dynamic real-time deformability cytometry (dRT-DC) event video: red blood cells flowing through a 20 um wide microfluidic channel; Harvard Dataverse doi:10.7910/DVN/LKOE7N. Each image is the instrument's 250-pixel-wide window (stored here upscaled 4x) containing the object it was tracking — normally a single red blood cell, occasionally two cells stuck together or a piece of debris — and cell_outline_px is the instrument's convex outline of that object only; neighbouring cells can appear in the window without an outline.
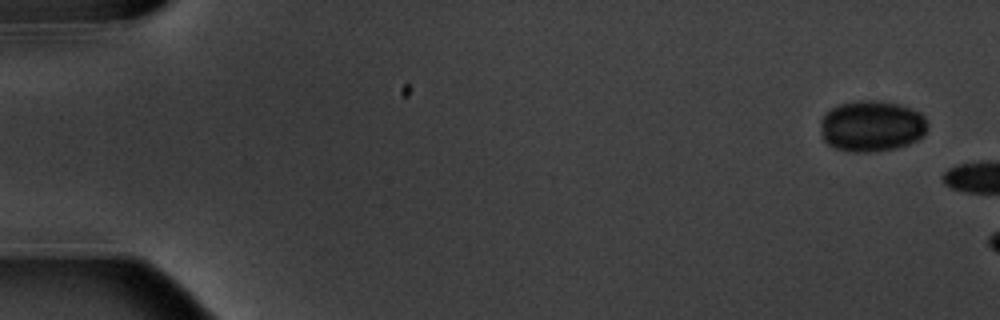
{"species": "common noctule bat (a hibernating species)", "species_latin": "Nyctalus noctula", "temperature_condition": "warm", "stored_images_in_passage": 2, "camera_frame_rate_fps": 3000, "um_per_image_px": 0.085, "animal": {"sex": "male", "body_mass_g": 20.1, "forearm_length_mm": 53.5}, "frame": {"image": 1, "passage_image": 1, "time_ms": 0.0, "image_size_px": [1000, 320], "cell_outline_px": [[928, 128], [924, 136], [908, 144], [896, 148], [868, 152], [856, 152], [836, 148], [828, 144], [824, 140], [820, 132], [820, 120], [824, 112], [840, 104], [860, 100], [872, 100], [900, 104], [912, 108], [920, 112], [924, 116], [928, 124]], "centroid_in_image_um": [74.1, 10.71], "position_along_channel_um": 10.9, "area_um2": 32.14}}